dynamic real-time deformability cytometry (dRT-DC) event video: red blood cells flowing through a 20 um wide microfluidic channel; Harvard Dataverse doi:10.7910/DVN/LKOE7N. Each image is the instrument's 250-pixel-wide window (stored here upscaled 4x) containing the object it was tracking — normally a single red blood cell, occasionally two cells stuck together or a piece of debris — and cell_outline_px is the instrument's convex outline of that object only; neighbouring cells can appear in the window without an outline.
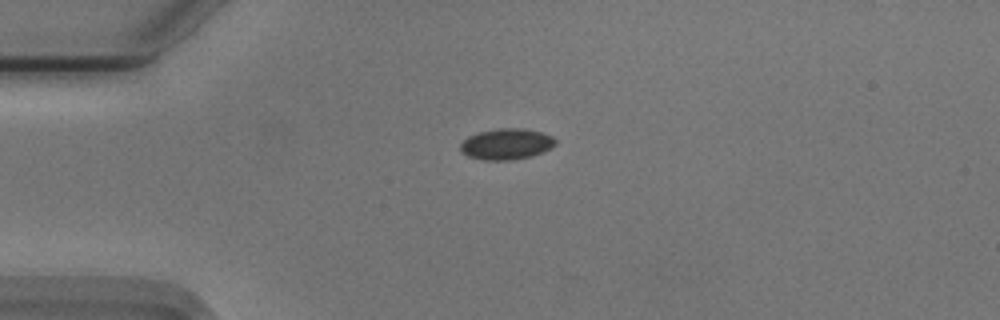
{"species": "Egyptian fruit bat (a non-hibernating species)", "species_latin": "Rousettus aegyptiacus", "temperature_condition": "cold", "stored_images_in_passage": 46, "camera_frame_rate_fps": 3000, "um_per_image_px": 0.085, "animal": {"sex": "male"}, "frame": {"image": 1, "passage_image": 5, "time_ms": 1.333, "image_size_px": [1000, 320], "cell_outline_px": [[556, 144], [552, 148], [544, 152], [532, 156], [512, 160], [480, 160], [468, 156], [460, 152], [460, 144], [468, 136], [480, 132], [500, 128], [520, 128], [540, 132], [552, 136], [556, 140]], "centroid_in_image_um": [43.05, 12.26], "position_along_channel_um": 42.0, "area_um2": 17.28}}
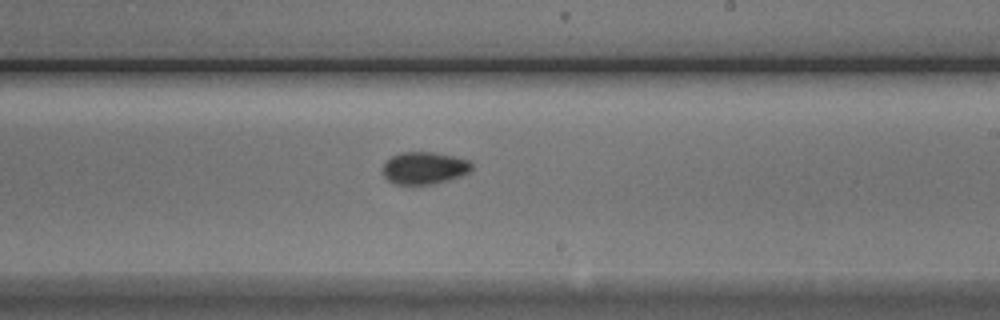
{"frame": {"image": 2, "passage_image": 24, "time_ms": 7.667, "image_size_px": [1000, 320], "cell_outline_px": [[472, 168], [468, 172], [460, 176], [436, 184], [396, 184], [388, 180], [384, 176], [384, 164], [392, 156], [400, 152], [432, 152], [452, 156], [468, 160], [472, 164]], "centroid_in_image_um": [36.07, 14.28], "position_along_channel_um": 252.9, "area_um2": 16.53}}
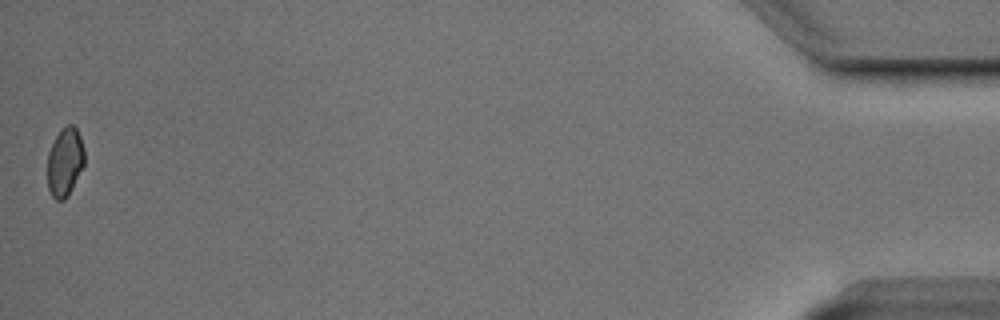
{"frame": {"image": 3, "passage_image": 46, "time_ms": 15.0, "image_size_px": [1000, 320], "cell_outline_px": [[84, 164], [68, 196], [64, 200], [56, 200], [52, 196], [48, 188], [48, 152], [56, 136], [68, 124], [72, 124], [76, 128], [80, 136], [84, 148]], "centroid_in_image_um": [5.52, 13.78], "position_along_channel_um": 429.7, "area_um2": 14.62}, "authors_computed_cell_mechanics": {"area_um2": 16.4441, "velocity_mm_per_s": 3.7319, "shape_relaxation_time_tau1_ms": 5.5718, "shape_relaxation_time_tau2_ms": 2.0884, "deformation_change_tau1": 0.0527, "deformation_change_tau2": 0.0539}}